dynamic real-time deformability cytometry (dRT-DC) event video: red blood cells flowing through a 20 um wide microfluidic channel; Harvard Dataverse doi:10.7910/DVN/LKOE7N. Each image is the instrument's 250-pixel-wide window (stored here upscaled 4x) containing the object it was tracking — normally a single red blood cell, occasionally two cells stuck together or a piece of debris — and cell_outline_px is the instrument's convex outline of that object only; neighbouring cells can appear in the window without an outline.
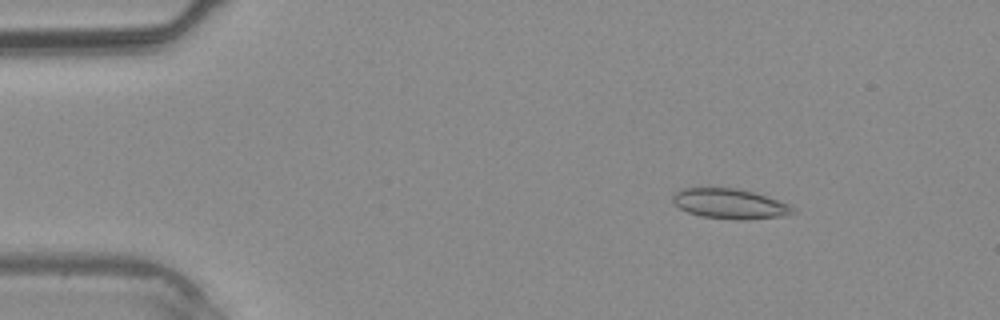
{"species": "common noctule bat (a hibernating species)", "species_latin": "Nyctalus noctula", "temperature_condition": "warm", "stored_images_in_passage": 37, "camera_frame_rate_fps": 3000, "um_per_image_px": 0.085, "animal": {"sex": "male", "body_mass_g": 20.4}, "frame": {"image": 1, "passage_image": 5, "time_ms": 1.333, "image_size_px": [1000, 320], "cell_outline_px": [[796, 212], [780, 216], [744, 220], [736, 220], [704, 216], [688, 212], [680, 208], [672, 200], [672, 196], [676, 192], [684, 188], [736, 188], [756, 192], [788, 204]], "centroid_in_image_um": [62.03, 17.31], "position_along_channel_um": 23.0, "area_um2": 20.75}}
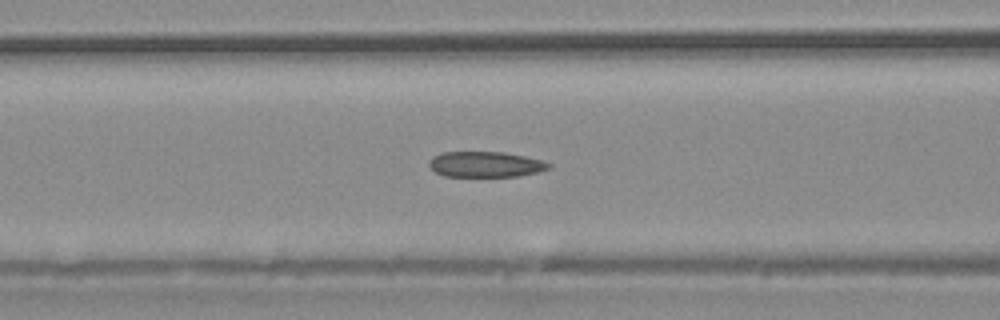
{"frame": {"image": 2, "passage_image": 15, "time_ms": 4.667, "image_size_px": [1000, 320], "cell_outline_px": [[552, 168], [536, 172], [516, 176], [444, 176], [436, 172], [428, 164], [428, 160], [432, 156], [444, 152], [504, 152], [524, 156], [540, 160], [552, 164]], "centroid_in_image_um": [41.25, 13.96], "position_along_channel_um": 125.3, "area_um2": 17.74}}
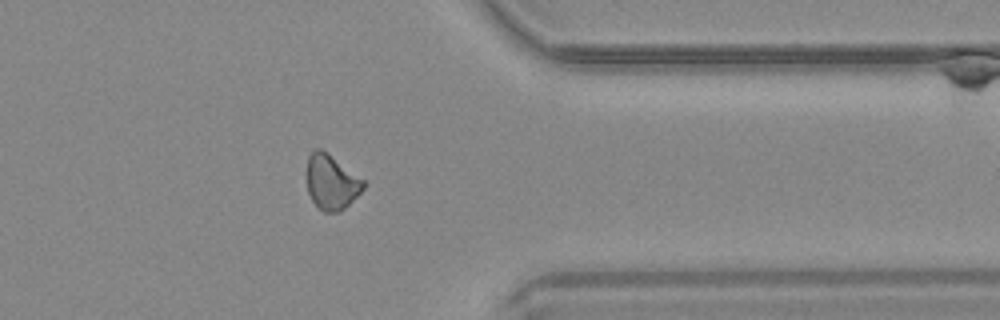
{"frame": {"image": 3, "passage_image": 30, "time_ms": 9.667, "image_size_px": [1000, 320], "cell_outline_px": [[368, 184], [340, 212], [324, 212], [312, 200], [308, 192], [304, 176], [304, 172], [308, 156], [316, 148], [320, 148], [328, 152], [364, 180]], "centroid_in_image_um": [28.13, 15.44], "position_along_channel_um": 383.3, "area_um2": 18.5}}